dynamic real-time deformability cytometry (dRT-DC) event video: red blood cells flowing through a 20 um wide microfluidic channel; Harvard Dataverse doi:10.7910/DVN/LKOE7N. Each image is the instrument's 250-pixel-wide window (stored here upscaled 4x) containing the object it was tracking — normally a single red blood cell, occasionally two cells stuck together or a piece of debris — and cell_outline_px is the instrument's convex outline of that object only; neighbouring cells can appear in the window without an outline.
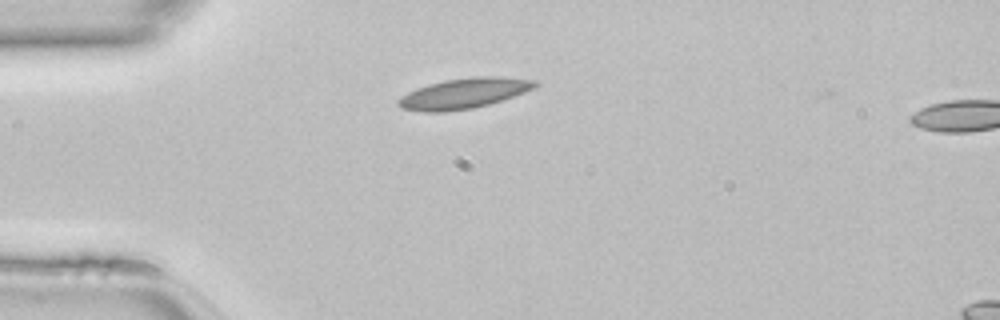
{"species": "common noctule bat (a hibernating species)", "species_latin": "Nyctalus noctula", "temperature_condition": "room temperature", "stored_images_in_passage": 6, "camera_frame_rate_fps": 3000, "um_per_image_px": 0.085, "animal": {"sex": "female", "body_mass_g": 22.7, "forearm_length_mm": 54.2}, "frame": {"image": 1, "passage_image": 5, "time_ms": 1.333, "image_size_px": [1000, 320], "cell_outline_px": [[540, 84], [536, 88], [488, 104], [472, 108], [444, 112], [424, 112], [400, 108], [396, 104], [396, 100], [400, 96], [416, 88], [428, 84], [444, 80], [472, 76], [500, 76], [536, 80]], "centroid_in_image_um": [39.4, 7.92], "position_along_channel_um": 45.6, "area_um2": 24.39}}